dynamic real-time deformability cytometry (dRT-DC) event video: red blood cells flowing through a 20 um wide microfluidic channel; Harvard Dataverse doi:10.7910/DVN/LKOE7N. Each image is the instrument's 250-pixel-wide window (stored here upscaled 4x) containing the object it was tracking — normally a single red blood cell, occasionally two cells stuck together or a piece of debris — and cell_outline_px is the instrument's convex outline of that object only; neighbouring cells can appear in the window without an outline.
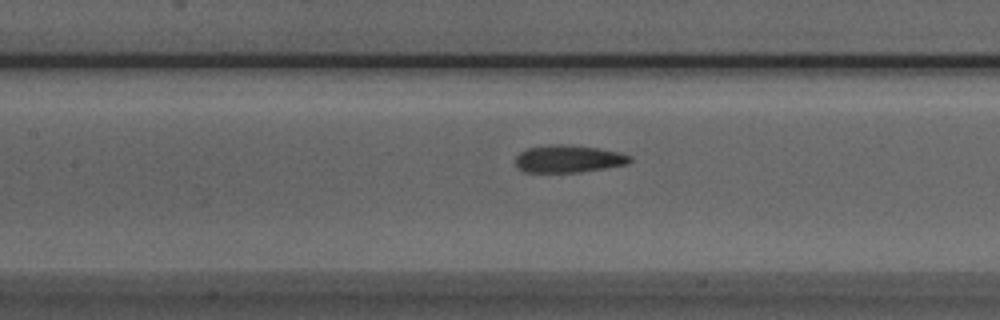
{"species": "Egyptian fruit bat (a non-hibernating species)", "species_latin": "Rousettus aegyptiacus", "temperature_condition": "room temperature", "stored_images_in_passage": 34, "camera_frame_rate_fps": 3000, "um_per_image_px": 0.085, "animal": {"sex": "male"}, "frame": {"image": 1, "passage_image": 15, "time_ms": 4.667, "image_size_px": [1000, 320], "cell_outline_px": [[632, 160], [628, 164], [580, 172], [524, 172], [516, 164], [516, 156], [520, 152], [528, 148], [552, 144], [564, 144], [596, 148], [620, 152], [632, 156]], "centroid_in_image_um": [48.34, 13.5], "position_along_channel_um": 159.1, "area_um2": 18.21}}
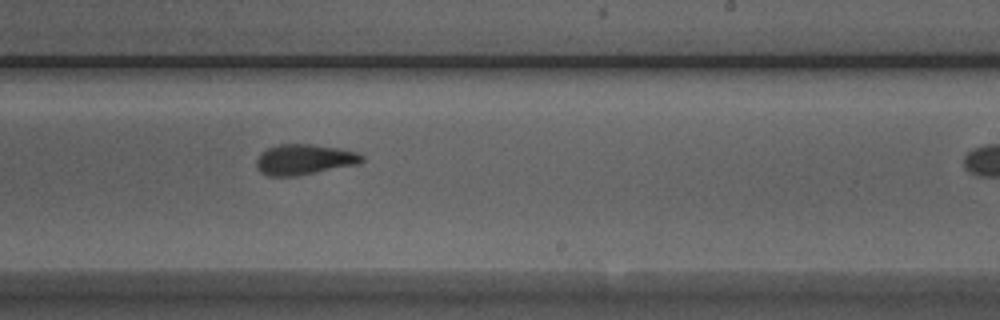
{"frame": {"image": 2, "passage_image": 23, "time_ms": 7.333, "image_size_px": [1000, 320], "cell_outline_px": [[364, 160], [356, 164], [296, 176], [268, 176], [260, 172], [256, 168], [256, 160], [268, 148], [280, 144], [312, 144], [340, 148], [356, 152], [364, 156]], "centroid_in_image_um": [25.85, 13.56], "position_along_channel_um": 263.1, "area_um2": 18.55}}
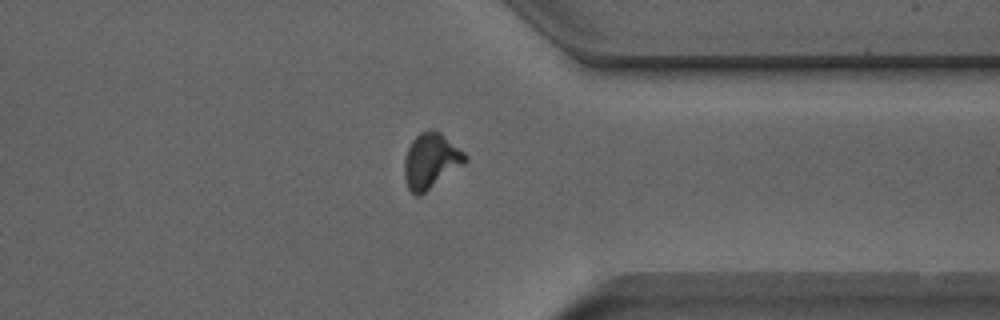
{"frame": {"image": 3, "passage_image": 32, "time_ms": 10.333, "image_size_px": [1000, 320], "cell_outline_px": [[468, 160], [464, 164], [420, 196], [416, 196], [408, 188], [404, 176], [404, 160], [408, 148], [412, 140], [420, 132], [428, 128], [432, 128], [440, 132], [464, 152], [468, 156]], "centroid_in_image_um": [36.62, 13.66], "position_along_channel_um": 374.8, "area_um2": 19.65}}